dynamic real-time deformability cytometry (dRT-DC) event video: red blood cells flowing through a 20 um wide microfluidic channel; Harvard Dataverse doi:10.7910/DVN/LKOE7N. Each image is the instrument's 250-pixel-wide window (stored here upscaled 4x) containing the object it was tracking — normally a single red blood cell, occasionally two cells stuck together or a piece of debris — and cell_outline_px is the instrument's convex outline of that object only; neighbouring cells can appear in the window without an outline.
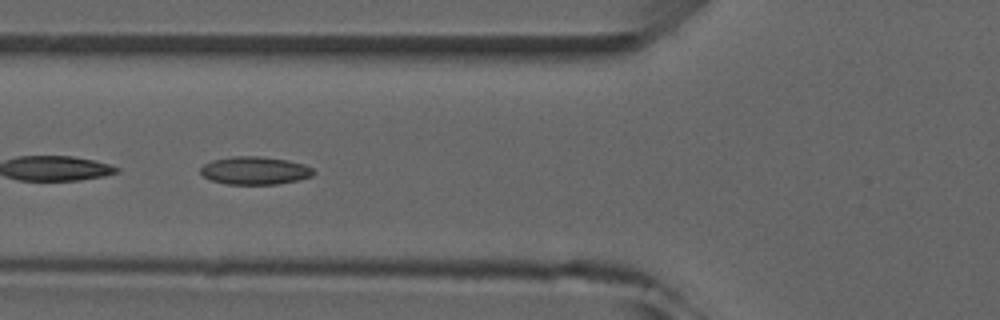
{"species": "common noctule bat (a hibernating species)", "species_latin": "Nyctalus noctula", "temperature_condition": "room temperature", "stored_images_in_passage": 10, "camera_frame_rate_fps": 3000, "um_per_image_px": 0.085, "animal": {"sex": "male", "forearm_length_mm": 52.5}, "frame": {"image": 1, "passage_image": 6, "time_ms": 6.0, "image_size_px": [1000, 320], "cell_outline_px": [[316, 172], [312, 176], [300, 180], [276, 184], [224, 184], [212, 180], [204, 176], [200, 172], [200, 168], [204, 164], [212, 160], [232, 156], [260, 156], [288, 160], [304, 164], [312, 168]], "centroid_in_image_um": [21.68, 14.49], "position_along_channel_um": 104.1, "area_um2": 18.5}}